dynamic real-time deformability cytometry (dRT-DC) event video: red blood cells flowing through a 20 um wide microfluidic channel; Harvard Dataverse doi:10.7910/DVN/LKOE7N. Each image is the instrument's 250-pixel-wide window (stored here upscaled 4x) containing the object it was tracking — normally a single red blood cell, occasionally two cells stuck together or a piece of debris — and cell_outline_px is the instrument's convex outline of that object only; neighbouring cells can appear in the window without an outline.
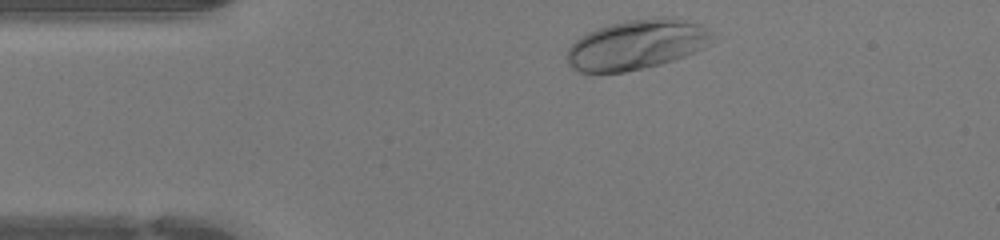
{"species": "human", "species_latin": "Homo sapiens", "temperature_condition": "warm", "stored_images_in_passage": 31, "camera_frame_rate_fps": 3000, "um_per_image_px": 0.085, "donor": {"sex": "female"}, "frame": {"image": 1, "passage_image": 1, "time_ms": 0.0, "image_size_px": [1000, 240], "cell_outline_px": [[712, 36], [708, 44], [704, 48], [696, 52], [660, 64], [644, 68], [624, 72], [580, 72], [572, 68], [568, 64], [568, 48], [580, 36], [596, 28], [608, 24], [628, 20], [656, 16], [672, 16], [700, 24], [708, 28]], "centroid_in_image_um": [54.13, 3.77], "position_along_channel_um": 30.9, "area_um2": 42.31}}
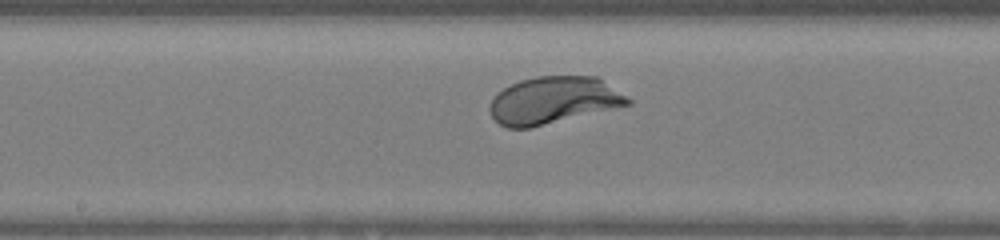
{"frame": {"image": 2, "passage_image": 16, "time_ms": 5.0, "image_size_px": [1000, 240], "cell_outline_px": [[632, 104], [528, 128], [508, 128], [500, 124], [492, 116], [488, 108], [492, 100], [504, 88], [520, 80], [536, 76], [596, 76], [628, 96], [632, 100]], "centroid_in_image_um": [47.06, 8.52], "position_along_channel_um": 201.1, "area_um2": 37.57}}
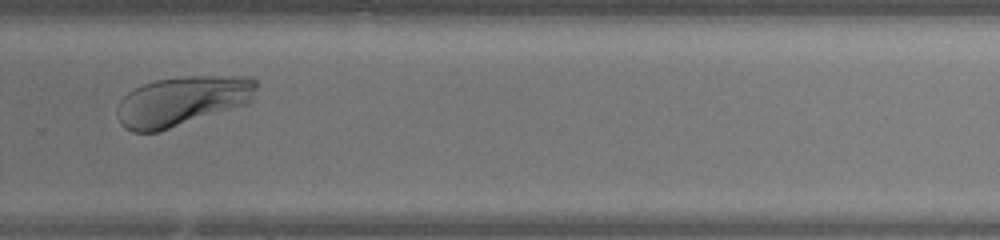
{"frame": {"image": 3, "passage_image": 24, "time_ms": 7.667, "image_size_px": [1000, 240], "cell_outline_px": [[256, 88], [252, 100], [248, 104], [160, 132], [132, 132], [124, 128], [120, 124], [116, 112], [120, 100], [128, 92], [144, 84], [156, 80], [184, 76], [248, 76], [256, 80]], "centroid_in_image_um": [15.49, 8.6], "position_along_channel_um": 314.3, "area_um2": 40.63}, "authors_computed_cell_mechanics": {"area_um2": 38.9572, "velocity_mm_per_s": 4.258, "shape_relaxation_time_tau1_ms": 1.5159, "shape_relaxation_time_tau2_ms": null, "deformation_change_tau1": 0.1354, "deformation_change_tau2": null}}